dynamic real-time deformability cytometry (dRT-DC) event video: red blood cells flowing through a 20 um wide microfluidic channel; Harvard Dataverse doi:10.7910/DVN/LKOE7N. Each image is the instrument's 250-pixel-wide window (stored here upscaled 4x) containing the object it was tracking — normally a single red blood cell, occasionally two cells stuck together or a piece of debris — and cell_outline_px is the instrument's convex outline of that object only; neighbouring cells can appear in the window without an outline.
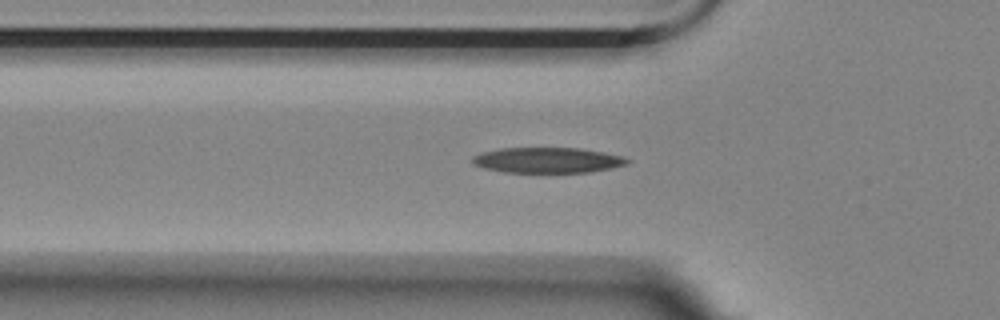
{"species": "Egyptian fruit bat (a non-hibernating species)", "species_latin": "Rousettus aegyptiacus", "temperature_condition": "room temperature", "stored_images_in_passage": 4, "camera_frame_rate_fps": 3000, "um_per_image_px": 0.085, "animal": {"sex": "female"}, "frame": {"image": 1, "passage_image": 2, "time_ms": 0.333, "image_size_px": [1000, 320], "cell_outline_px": [[632, 160], [628, 164], [612, 168], [588, 172], [504, 172], [484, 168], [472, 164], [472, 156], [480, 152], [500, 148], [576, 148], [604, 152], [620, 156]], "centroid_in_image_um": [46.51, 13.61], "position_along_channel_um": 79.3, "area_um2": 23.0}}